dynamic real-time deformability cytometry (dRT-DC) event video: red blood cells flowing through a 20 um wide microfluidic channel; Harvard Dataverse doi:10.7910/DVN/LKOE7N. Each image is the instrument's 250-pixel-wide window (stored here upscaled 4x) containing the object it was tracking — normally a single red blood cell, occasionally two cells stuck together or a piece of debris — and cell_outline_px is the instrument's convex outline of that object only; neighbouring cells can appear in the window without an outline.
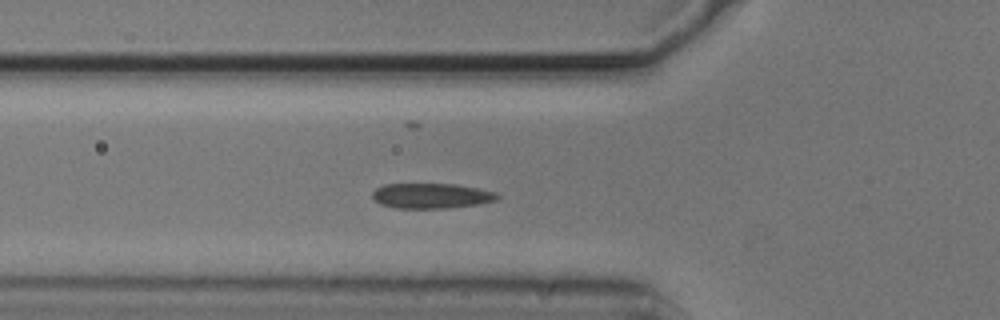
{"species": "common noctule bat (a hibernating species)", "species_latin": "Nyctalus noctula", "temperature_condition": "cold", "stored_images_in_passage": 39, "camera_frame_rate_fps": 3000, "um_per_image_px": 0.085, "animal": {"sex": "male", "body_mass_g": 20.5, "forearm_length_mm": 52.5}, "frame": {"image": 1, "passage_image": 3, "time_ms": 0.667, "image_size_px": [1000, 320], "cell_outline_px": [[500, 196], [496, 200], [476, 204], [448, 208], [392, 208], [380, 204], [372, 196], [372, 192], [376, 188], [384, 184], [456, 184], [496, 192]], "centroid_in_image_um": [36.63, 16.64], "position_along_channel_um": 89.2, "area_um2": 18.26}}
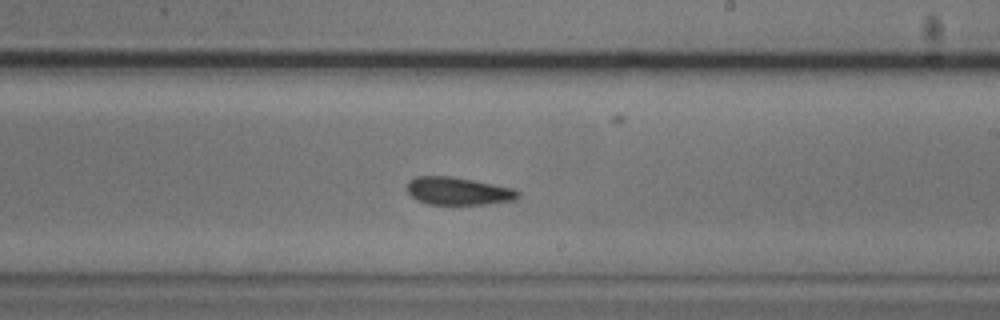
{"frame": {"image": 2, "passage_image": 16, "time_ms": 5.0, "image_size_px": [1000, 320], "cell_outline_px": [[520, 196], [512, 200], [484, 204], [428, 204], [416, 200], [408, 192], [408, 180], [416, 176], [448, 176], [472, 180], [516, 188], [520, 192]], "centroid_in_image_um": [38.95, 16.23], "position_along_channel_um": 250.1, "area_um2": 17.86}}
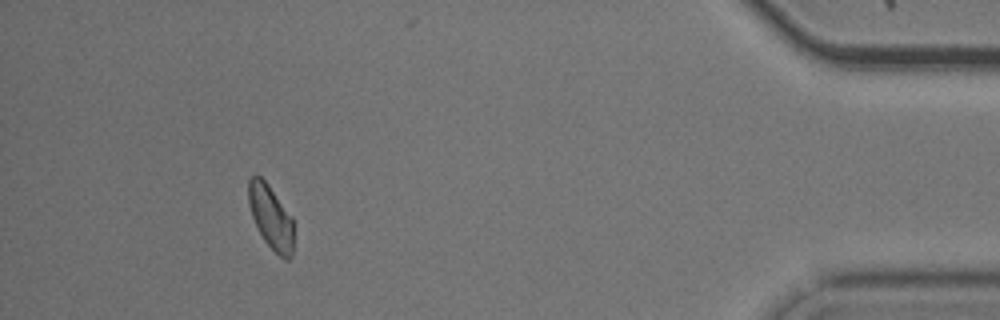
{"frame": {"image": 3, "passage_image": 34, "time_ms": 11.0, "image_size_px": [1000, 320], "cell_outline_px": [[292, 256], [288, 260], [284, 260], [264, 240], [252, 216], [248, 204], [248, 180], [252, 176], [260, 176], [268, 184], [292, 216]], "centroid_in_image_um": [23.01, 18.43], "position_along_channel_um": 412.2, "area_um2": 16.53}, "authors_computed_cell_mechanics": {"area_um2": 18.0914, "velocity_mm_per_s": 3.6993, "shape_relaxation_time_tau1_ms": 6.7539, "shape_relaxation_time_tau2_ms": 3.5661, "deformation_change_tau1": 0.1251, "deformation_change_tau2": 0.0804}}